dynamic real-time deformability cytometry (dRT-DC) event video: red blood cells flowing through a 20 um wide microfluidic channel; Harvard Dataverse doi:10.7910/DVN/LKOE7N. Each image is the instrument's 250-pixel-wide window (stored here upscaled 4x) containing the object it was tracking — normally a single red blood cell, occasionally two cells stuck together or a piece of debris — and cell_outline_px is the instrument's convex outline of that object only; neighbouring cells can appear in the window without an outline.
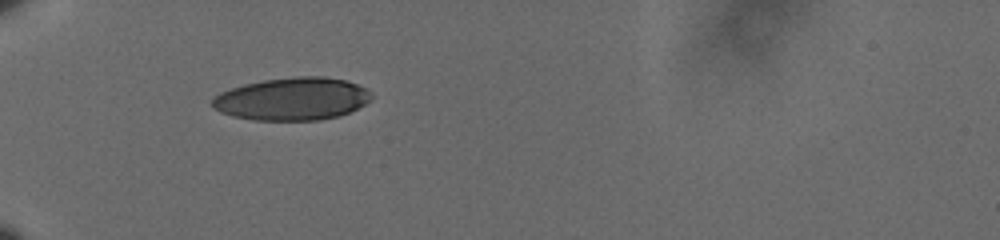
{"species": "human", "species_latin": "Homo sapiens", "temperature_condition": "cold", "stored_images_in_passage": 5, "camera_frame_rate_fps": 3000, "um_per_image_px": 0.085, "donor": {"sex": "male"}, "frame": {"image": 1, "passage_image": 1, "time_ms": 0.0, "image_size_px": [1000, 240], "cell_outline_px": [[372, 100], [340, 116], [320, 120], [252, 120], [232, 116], [220, 112], [212, 104], [212, 96], [220, 92], [244, 84], [264, 80], [296, 76], [324, 76], [344, 80], [368, 88], [372, 96]], "centroid_in_image_um": [24.85, 8.4], "position_along_channel_um": 60.2, "area_um2": 39.71}}
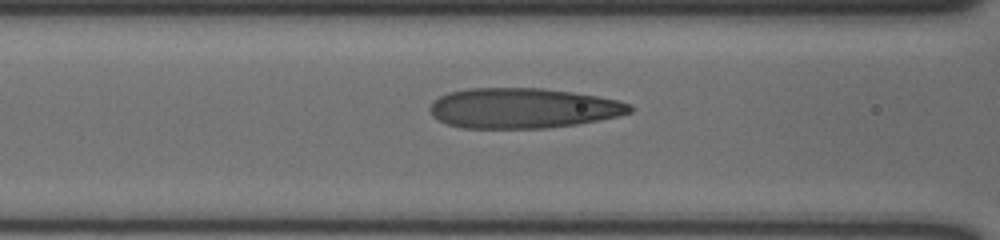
{"frame": {"image": 2, "passage_image": 3, "time_ms": 0.667, "image_size_px": [1000, 240], "cell_outline_px": [[632, 112], [616, 116], [576, 124], [544, 128], [464, 128], [448, 124], [432, 116], [428, 108], [432, 100], [448, 92], [468, 88], [544, 88], [572, 92], [596, 96], [616, 100], [632, 104]], "centroid_in_image_um": [44.39, 9.19], "position_along_channel_um": 122.2, "area_um2": 46.76}}